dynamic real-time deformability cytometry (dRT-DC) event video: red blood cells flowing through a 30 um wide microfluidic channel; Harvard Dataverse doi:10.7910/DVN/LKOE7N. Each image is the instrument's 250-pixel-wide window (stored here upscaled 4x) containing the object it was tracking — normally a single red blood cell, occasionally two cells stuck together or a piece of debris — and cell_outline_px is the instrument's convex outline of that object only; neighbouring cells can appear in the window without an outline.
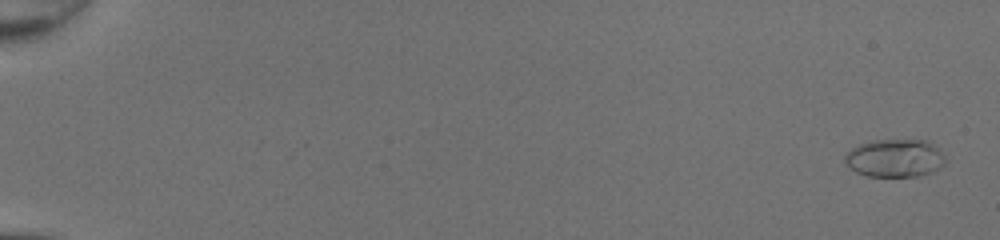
{"species": "common noctule bat (a hibernating species)", "species_latin": "Nyctalus noctula", "temperature_condition": "room temperature", "stored_images_in_passage": 51, "camera_frame_rate_fps": 3000, "um_per_image_px": 0.085, "animal": {"sex": "female", "body_mass_g": 20.0, "forearm_length_mm": 54.0}, "frame": {"image": 1, "passage_image": 2, "time_ms": 0.333, "image_size_px": [1000, 240], "cell_outline_px": [[944, 164], [940, 168], [932, 172], [916, 176], [868, 176], [856, 172], [844, 164], [844, 156], [852, 148], [860, 144], [876, 140], [928, 140], [944, 156]], "centroid_in_image_um": [76.04, 13.44], "position_along_channel_um": 9.0, "area_um2": 22.08}}
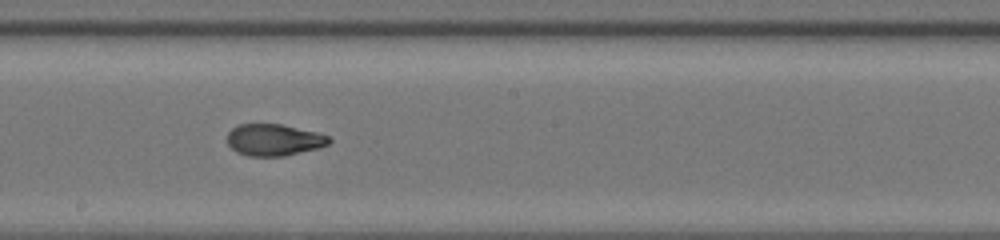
{"frame": {"image": 2, "passage_image": 31, "time_ms": 10.0, "image_size_px": [1000, 240], "cell_outline_px": [[332, 140], [328, 144], [320, 148], [284, 156], [248, 156], [236, 152], [228, 144], [228, 132], [232, 128], [240, 124], [280, 124], [316, 132], [328, 136]], "centroid_in_image_um": [23.29, 11.9], "position_along_channel_um": 224.9, "area_um2": 18.79}}
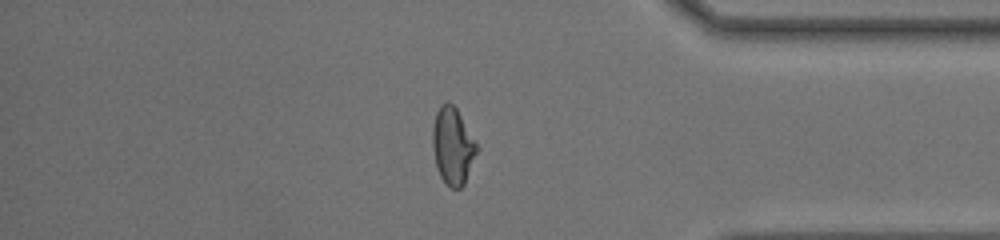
{"frame": {"image": 3, "passage_image": 44, "time_ms": 14.333, "image_size_px": [1000, 240], "cell_outline_px": [[480, 148], [464, 184], [460, 188], [452, 188], [440, 176], [436, 164], [432, 148], [432, 128], [436, 112], [440, 104], [448, 100], [456, 108]], "centroid_in_image_um": [38.49, 12.38], "position_along_channel_um": 396.7, "area_um2": 19.94}, "authors_computed_cell_mechanics": {"area_um2": 19.7098, "velocity_mm_per_s": 4.3372, "shape_relaxation_time_tau1_ms": 5.1323, "shape_relaxation_time_tau2_ms": 1.2735, "deformation_change_tau1": 0.2127, "deformation_change_tau2": 0.0663}}